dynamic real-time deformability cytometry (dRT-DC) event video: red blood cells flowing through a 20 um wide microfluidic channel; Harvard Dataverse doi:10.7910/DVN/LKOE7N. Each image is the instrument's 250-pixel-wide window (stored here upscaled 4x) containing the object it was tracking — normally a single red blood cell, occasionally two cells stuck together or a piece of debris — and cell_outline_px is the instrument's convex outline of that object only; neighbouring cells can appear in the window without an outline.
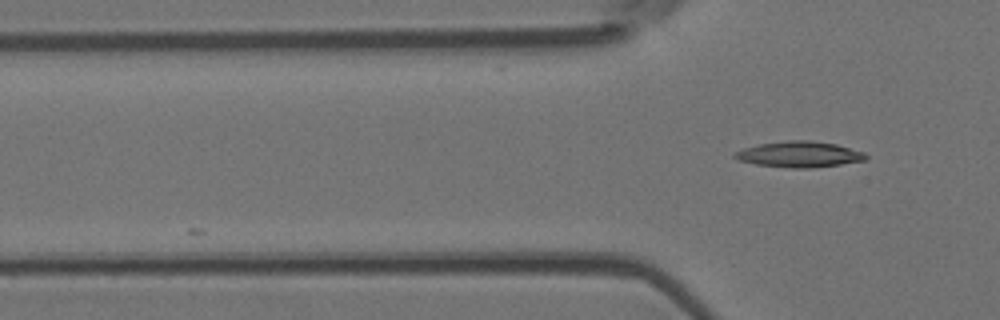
{"species": "Egyptian fruit bat (a non-hibernating species)", "species_latin": "Rousettus aegyptiacus", "temperature_condition": "room temperature", "stored_images_in_passage": 5, "camera_frame_rate_fps": 3000, "um_per_image_px": 0.085, "animal": {"sex": "female"}, "frame": {"image": 1, "passage_image": 5, "time_ms": 1.333, "image_size_px": [1000, 320], "cell_outline_px": [[868, 156], [864, 160], [840, 164], [812, 168], [792, 168], [756, 164], [740, 160], [732, 156], [732, 152], [744, 148], [760, 144], [788, 140], [812, 140], [836, 144], [864, 152]], "centroid_in_image_um": [67.93, 13.11], "position_along_channel_um": 57.9, "area_um2": 19.65}}